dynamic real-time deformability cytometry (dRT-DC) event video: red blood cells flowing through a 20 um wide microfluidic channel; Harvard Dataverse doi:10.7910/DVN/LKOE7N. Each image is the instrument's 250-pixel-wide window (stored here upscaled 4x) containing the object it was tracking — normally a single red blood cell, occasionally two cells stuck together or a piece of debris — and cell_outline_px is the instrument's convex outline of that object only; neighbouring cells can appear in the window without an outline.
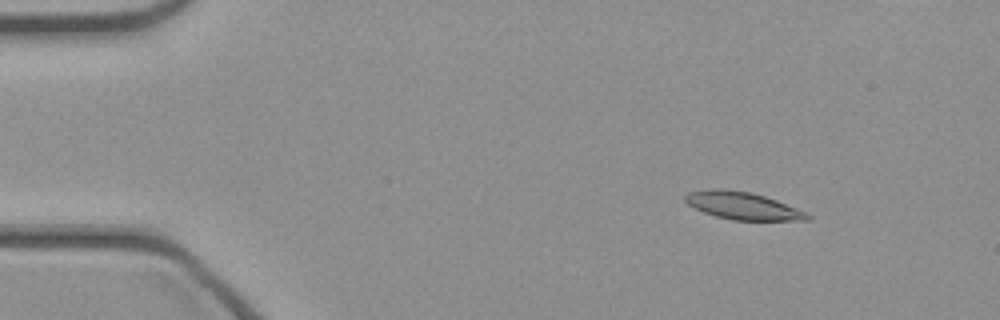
{"species": "common noctule bat (a hibernating species)", "species_latin": "Nyctalus noctula", "temperature_condition": "cold", "stored_images_in_passage": 43, "camera_frame_rate_fps": 3000, "um_per_image_px": 0.085, "animal": {"sex": "female", "body_mass_g": 21.9}, "frame": {"image": 1, "passage_image": 1, "time_ms": 0.0, "image_size_px": [1000, 320], "cell_outline_px": [[812, 220], [732, 220], [716, 216], [704, 212], [688, 204], [684, 200], [684, 196], [688, 192], [708, 188], [720, 188], [752, 192], [776, 200], [808, 212], [812, 216]], "centroid_in_image_um": [63.14, 17.48], "position_along_channel_um": 21.9, "area_um2": 19.71}}
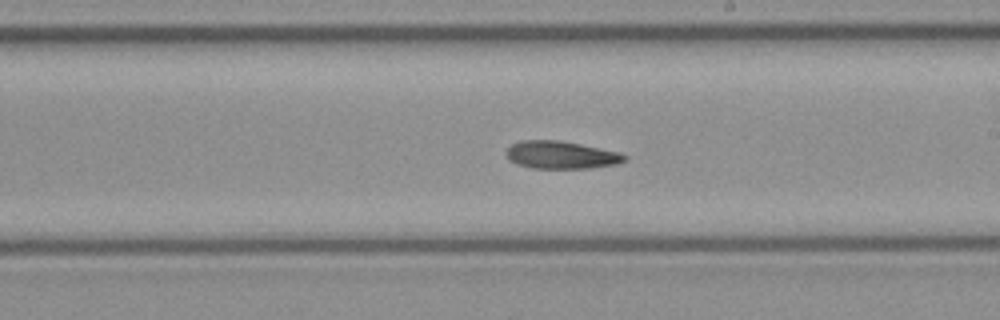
{"frame": {"image": 2, "passage_image": 22, "time_ms": 7.0, "image_size_px": [1000, 320], "cell_outline_px": [[628, 160], [616, 164], [592, 168], [532, 168], [516, 164], [508, 160], [504, 152], [512, 144], [520, 140], [556, 140], [580, 144], [620, 152], [628, 156]], "centroid_in_image_um": [47.68, 13.17], "position_along_channel_um": 241.3, "area_um2": 19.25}}
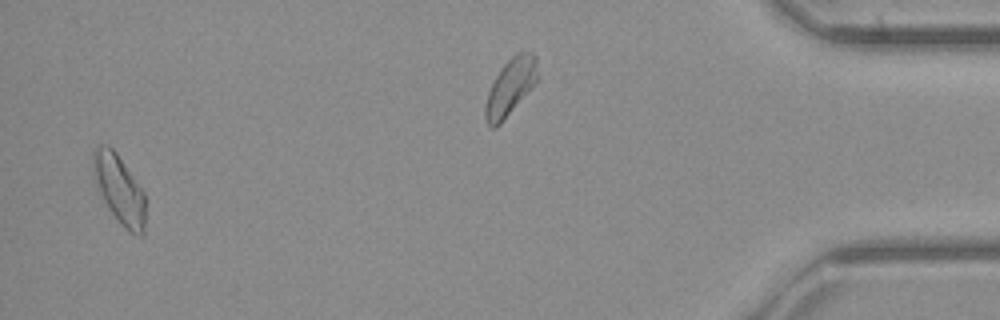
{"frame": {"image": 3, "passage_image": 41, "time_ms": 13.333, "image_size_px": [1000, 320], "cell_outline_px": [[144, 236], [140, 236], [124, 228], [120, 224], [104, 200], [92, 176], [92, 152], [96, 144], [108, 144], [116, 152], [144, 192]], "centroid_in_image_um": [10.1, 16.03], "position_along_channel_um": 425.1, "area_um2": 20.87}}